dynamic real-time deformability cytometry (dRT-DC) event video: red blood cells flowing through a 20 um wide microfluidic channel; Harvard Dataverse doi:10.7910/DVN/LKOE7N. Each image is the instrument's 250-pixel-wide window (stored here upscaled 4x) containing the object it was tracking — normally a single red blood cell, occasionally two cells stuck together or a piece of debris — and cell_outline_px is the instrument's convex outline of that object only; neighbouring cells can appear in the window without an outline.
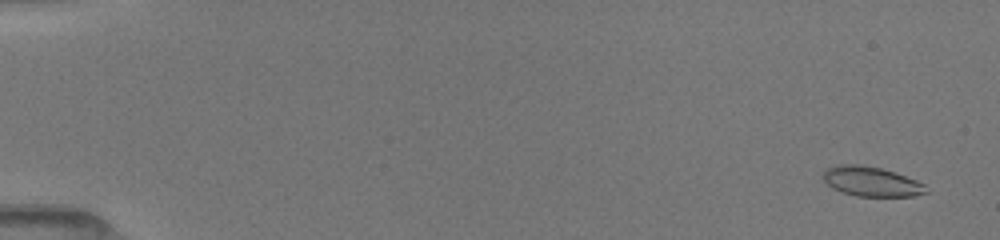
{"species": "common noctule bat (a hibernating species)", "species_latin": "Nyctalus noctula", "temperature_condition": "room temperature", "stored_images_in_passage": 52, "camera_frame_rate_fps": 3000, "um_per_image_px": 0.085, "animal": {"sex": "female", "body_mass_g": 19.5, "forearm_length_mm": 54.1}, "frame": {"image": 1, "passage_image": 3, "time_ms": 0.667, "image_size_px": [1000, 240], "cell_outline_px": [[928, 192], [912, 196], [856, 196], [840, 192], [832, 188], [820, 176], [828, 168], [836, 164], [856, 164], [880, 168], [896, 172], [916, 180], [924, 184]], "centroid_in_image_um": [74.03, 15.43], "position_along_channel_um": 11.0, "area_um2": 17.86}}
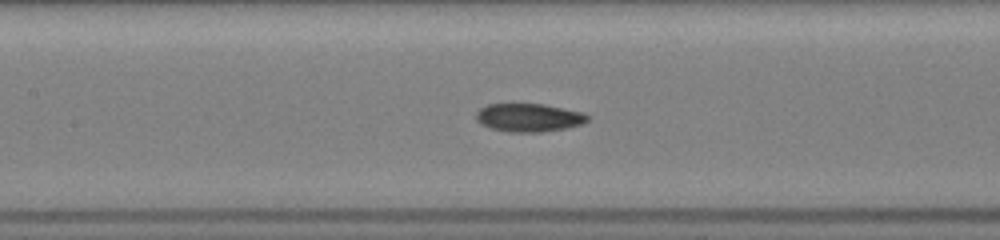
{"frame": {"image": 2, "passage_image": 26, "time_ms": 8.333, "image_size_px": [1000, 240], "cell_outline_px": [[592, 116], [588, 120], [580, 124], [568, 128], [540, 132], [508, 132], [488, 128], [480, 124], [476, 120], [476, 112], [480, 108], [488, 104], [544, 104], [584, 112]], "centroid_in_image_um": [44.95, 10.0], "position_along_channel_um": 162.4, "area_um2": 18.61}}
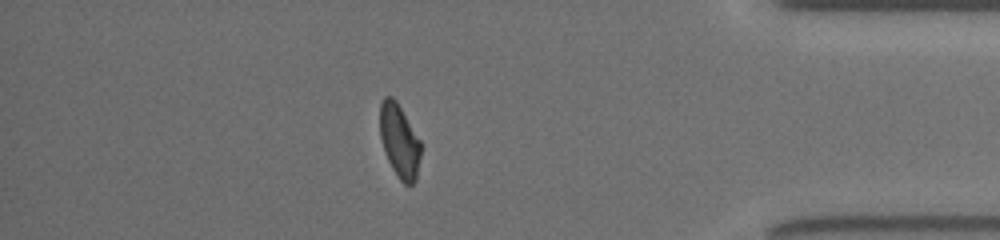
{"frame": {"image": 3, "passage_image": 46, "time_ms": 15.0, "image_size_px": [1000, 240], "cell_outline_px": [[420, 156], [416, 180], [412, 184], [404, 184], [400, 180], [392, 168], [388, 160], [380, 136], [380, 104], [384, 96], [392, 96], [396, 100], [420, 140]], "centroid_in_image_um": [33.94, 11.97], "position_along_channel_um": 401.3, "area_um2": 17.28}, "authors_computed_cell_mechanics": {"area_um2": 18.2359, "velocity_mm_per_s": 4.048, "shape_relaxation_time_tau1_ms": null, "shape_relaxation_time_tau2_ms": 3.386, "deformation_change_tau1": null, "deformation_change_tau2": 0.087}}